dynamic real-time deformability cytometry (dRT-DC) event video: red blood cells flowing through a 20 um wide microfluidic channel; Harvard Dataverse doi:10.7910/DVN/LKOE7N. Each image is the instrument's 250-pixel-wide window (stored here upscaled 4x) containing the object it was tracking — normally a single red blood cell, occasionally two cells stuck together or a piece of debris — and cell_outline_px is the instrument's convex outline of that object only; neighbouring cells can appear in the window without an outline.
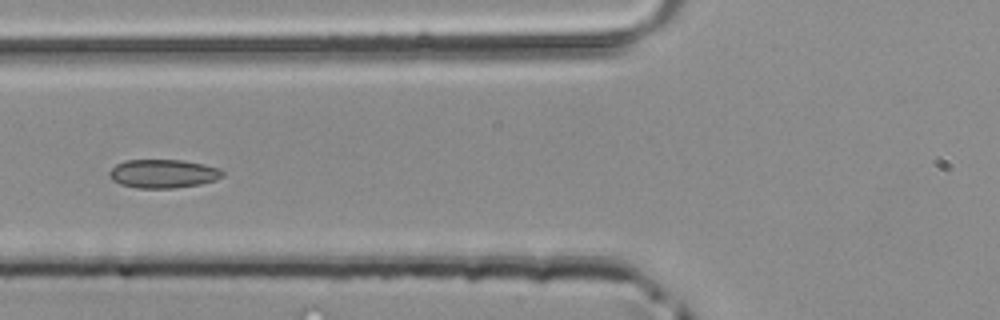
{"species": "common noctule bat (a hibernating species)", "species_latin": "Nyctalus noctula", "temperature_condition": "room temperature", "stored_images_in_passage": 18, "camera_frame_rate_fps": 3000, "um_per_image_px": 0.085, "animal": {"sex": "male", "body_mass_g": 20.4}, "frame": {"image": 1, "passage_image": 6, "time_ms": 1.667, "image_size_px": [1000, 320], "cell_outline_px": [[224, 176], [216, 180], [200, 184], [172, 188], [136, 188], [120, 184], [112, 180], [108, 176], [108, 172], [116, 164], [124, 160], [184, 160], [204, 164], [220, 168], [224, 172]], "centroid_in_image_um": [13.86, 14.76], "position_along_channel_um": 111.9, "area_um2": 19.07}}